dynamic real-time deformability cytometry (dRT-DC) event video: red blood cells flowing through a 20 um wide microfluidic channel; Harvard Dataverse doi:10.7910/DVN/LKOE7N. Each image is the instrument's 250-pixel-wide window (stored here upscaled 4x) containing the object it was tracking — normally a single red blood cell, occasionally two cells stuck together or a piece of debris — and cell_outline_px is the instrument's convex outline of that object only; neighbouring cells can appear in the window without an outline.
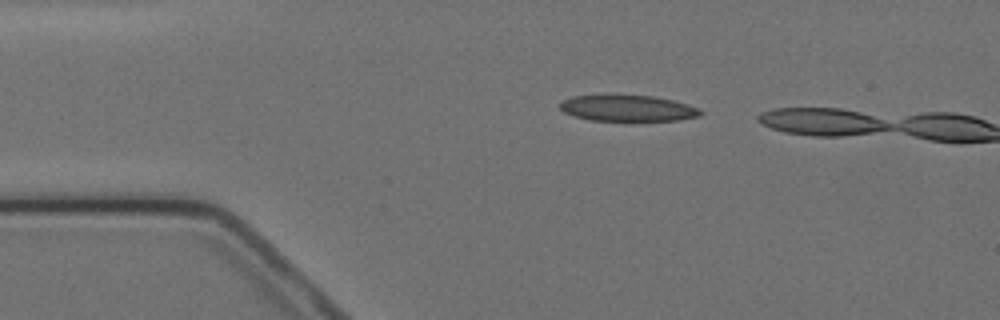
{"species": "Egyptian fruit bat (a non-hibernating species)", "species_latin": "Rousettus aegyptiacus", "temperature_condition": "cold", "stored_images_in_passage": 2, "camera_frame_rate_fps": 3000, "um_per_image_px": 0.085, "animal": {"sex": "female"}, "frame": {"image": 1, "passage_image": 1, "time_ms": 0.0, "image_size_px": [1000, 320], "cell_outline_px": [[704, 112], [700, 116], [680, 120], [592, 120], [576, 116], [564, 112], [560, 108], [560, 100], [572, 96], [612, 92], [652, 96], [672, 100], [688, 104]], "centroid_in_image_um": [53.3, 9.14], "position_along_channel_um": 31.7, "area_um2": 22.08}}